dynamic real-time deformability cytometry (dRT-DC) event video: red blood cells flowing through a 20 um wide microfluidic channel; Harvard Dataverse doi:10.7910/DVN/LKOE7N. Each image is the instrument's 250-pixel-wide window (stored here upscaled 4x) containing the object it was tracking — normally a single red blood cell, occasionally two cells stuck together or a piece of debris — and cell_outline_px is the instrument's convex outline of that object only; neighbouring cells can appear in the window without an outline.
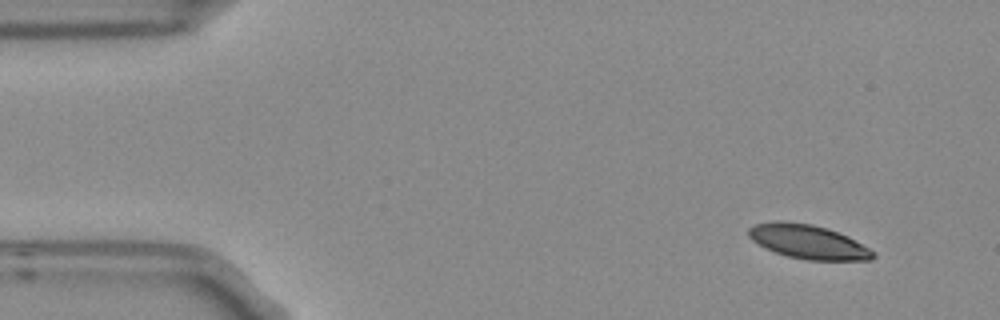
{"species": "Egyptian fruit bat (a non-hibernating species)", "species_latin": "Rousettus aegyptiacus", "temperature_condition": "room temperature", "stored_images_in_passage": 4, "camera_frame_rate_fps": 3000, "um_per_image_px": 0.085, "frame": {"image": 1, "passage_image": 1, "time_ms": 0.0, "image_size_px": [1000, 320], "cell_outline_px": [[876, 256], [872, 260], [808, 260], [788, 256], [776, 252], [752, 240], [748, 236], [748, 228], [756, 224], [776, 220], [784, 220], [812, 224], [828, 228], [848, 236], [876, 252]], "centroid_in_image_um": [68.72, 20.54], "position_along_channel_um": 16.3, "area_um2": 24.74}}
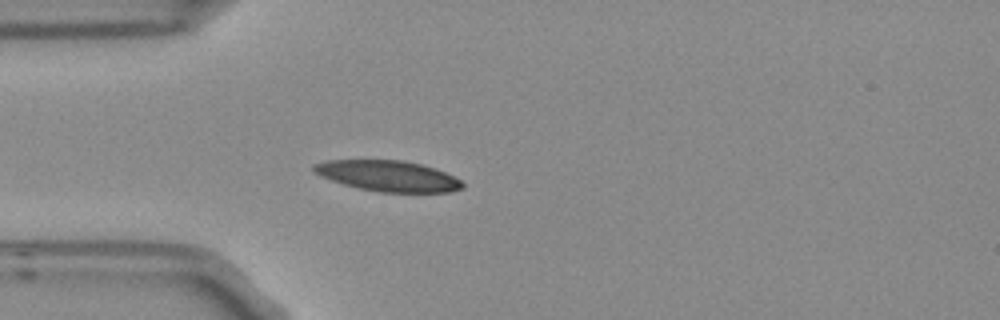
{"frame": {"image": 2, "passage_image": 4, "time_ms": 1.0, "image_size_px": [1000, 320], "cell_outline_px": [[464, 188], [452, 192], [380, 192], [360, 188], [344, 184], [320, 176], [312, 172], [312, 164], [328, 160], [404, 160], [436, 168], [460, 180], [464, 184]], "centroid_in_image_um": [32.98, 14.95], "position_along_channel_um": 52.0, "area_um2": 26.65}}